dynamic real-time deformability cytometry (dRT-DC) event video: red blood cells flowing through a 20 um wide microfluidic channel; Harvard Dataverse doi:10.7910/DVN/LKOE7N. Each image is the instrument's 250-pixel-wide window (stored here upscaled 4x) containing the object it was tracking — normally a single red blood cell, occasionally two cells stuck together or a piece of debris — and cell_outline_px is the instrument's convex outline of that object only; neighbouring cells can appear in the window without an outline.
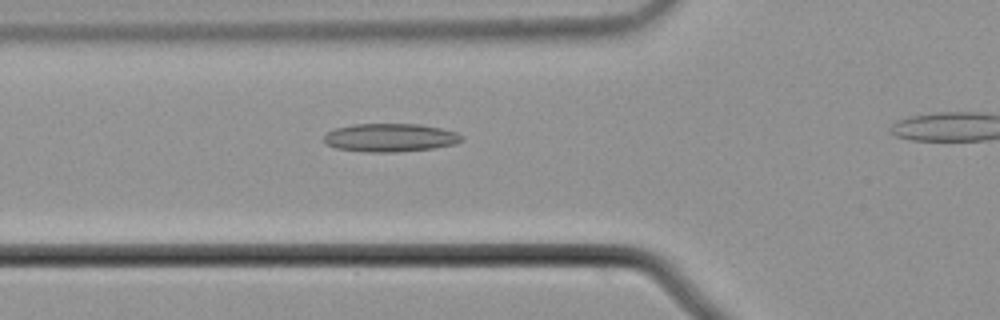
{"species": "common noctule bat (a hibernating species)", "species_latin": "Nyctalus noctula", "temperature_condition": "cold", "stored_images_in_passage": 28, "camera_frame_rate_fps": 3000, "um_per_image_px": 0.085, "animal": {"sex": "male", "body_mass_g": 21.5, "forearm_length_mm": 52.0}, "frame": {"image": 1, "passage_image": 3, "time_ms": 0.667, "image_size_px": [1000, 320], "cell_outline_px": [[464, 140], [456, 144], [432, 148], [396, 152], [368, 152], [336, 148], [324, 144], [324, 136], [328, 132], [336, 128], [352, 124], [420, 124], [440, 128], [456, 132], [464, 136]], "centroid_in_image_um": [33.18, 11.7], "position_along_channel_um": 92.6, "area_um2": 22.77}}
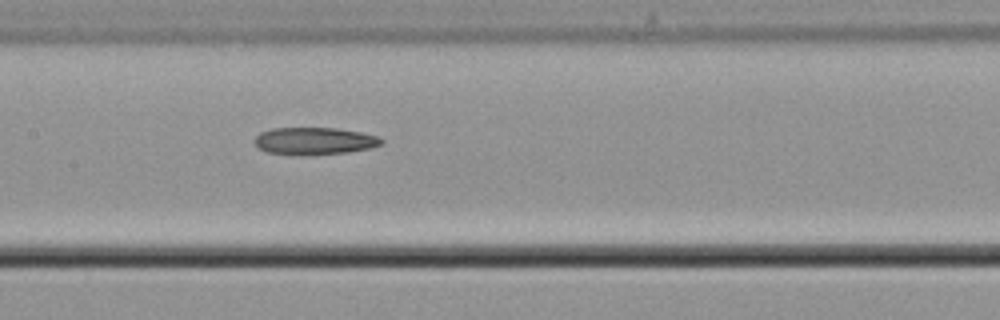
{"frame": {"image": 2, "passage_image": 10, "time_ms": 3.0, "image_size_px": [1000, 320], "cell_outline_px": [[384, 144], [372, 148], [348, 152], [304, 156], [300, 156], [268, 152], [260, 148], [252, 140], [260, 132], [272, 128], [336, 128], [360, 132], [380, 136], [384, 140]], "centroid_in_image_um": [26.76, 11.99], "position_along_channel_um": 180.6, "area_um2": 20.52}}
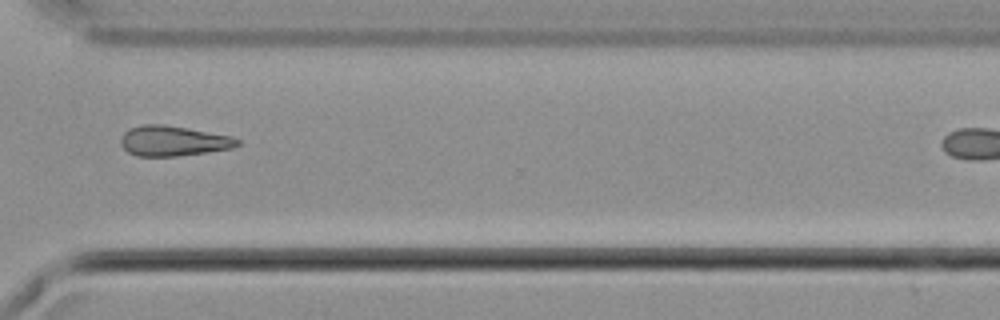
{"frame": {"image": 3, "passage_image": 24, "time_ms": 7.667, "image_size_px": [1000, 320], "cell_outline_px": [[240, 144], [232, 148], [176, 156], [136, 156], [128, 152], [120, 144], [120, 136], [128, 128], [140, 124], [160, 124], [188, 128], [232, 136], [240, 140]], "centroid_in_image_um": [14.68, 11.97], "position_along_channel_um": 355.9, "area_um2": 20.58}}